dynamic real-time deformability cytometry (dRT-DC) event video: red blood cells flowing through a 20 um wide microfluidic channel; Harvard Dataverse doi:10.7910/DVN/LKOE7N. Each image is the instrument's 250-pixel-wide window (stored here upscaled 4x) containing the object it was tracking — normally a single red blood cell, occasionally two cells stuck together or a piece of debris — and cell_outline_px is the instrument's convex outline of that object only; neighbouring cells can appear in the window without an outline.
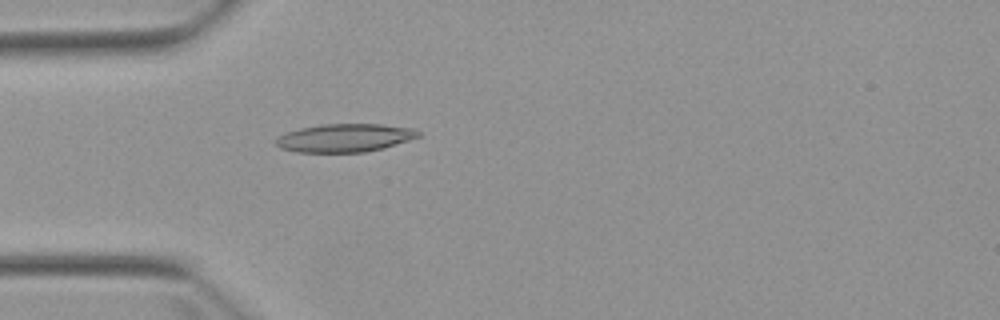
{"species": "Egyptian fruit bat (a non-hibernating species)", "species_latin": "Rousettus aegyptiacus", "temperature_condition": "warm", "stored_images_in_passage": 4, "camera_frame_rate_fps": 3000, "um_per_image_px": 0.085, "animal": {"sex": "female"}, "frame": {"image": 1, "passage_image": 4, "time_ms": 4.333, "image_size_px": [1000, 320], "cell_outline_px": [[420, 136], [384, 148], [364, 152], [296, 152], [280, 148], [276, 144], [276, 136], [300, 128], [320, 124], [380, 124], [416, 128], [420, 132]], "centroid_in_image_um": [29.31, 11.71], "position_along_channel_um": 55.7, "area_um2": 23.47}}